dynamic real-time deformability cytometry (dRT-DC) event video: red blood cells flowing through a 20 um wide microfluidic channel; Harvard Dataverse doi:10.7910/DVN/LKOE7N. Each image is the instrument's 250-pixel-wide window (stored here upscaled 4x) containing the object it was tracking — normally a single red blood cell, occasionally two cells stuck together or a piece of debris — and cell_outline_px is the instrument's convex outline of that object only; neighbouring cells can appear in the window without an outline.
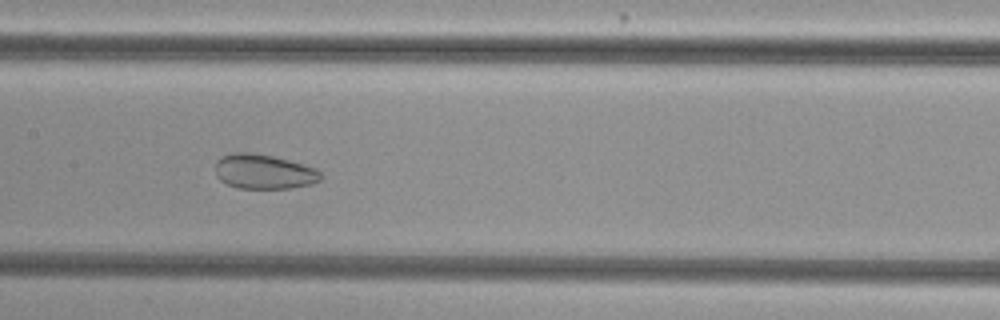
{"species": "common noctule bat (a hibernating species)", "species_latin": "Nyctalus noctula", "temperature_condition": "cold", "stored_images_in_passage": 52, "camera_frame_rate_fps": 3000, "um_per_image_px": 0.085, "animal": {"sex": "female", "body_mass_g": 29.2, "forearm_length_mm": 56.3}, "frame": {"image": 1, "passage_image": 25, "time_ms": 8.0, "image_size_px": [1000, 320], "cell_outline_px": [[324, 176], [320, 180], [312, 184], [292, 188], [236, 188], [220, 180], [216, 176], [216, 160], [224, 156], [236, 152], [248, 152], [272, 156], [288, 160], [316, 168]], "centroid_in_image_um": [22.45, 14.6], "position_along_channel_um": 185.0, "area_um2": 21.27}}
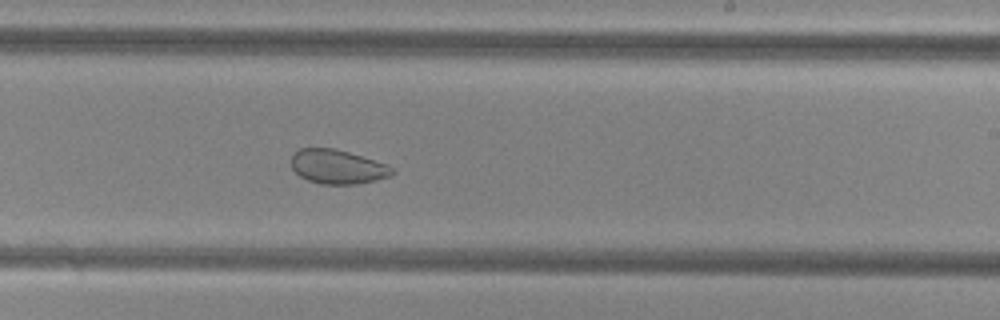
{"frame": {"image": 2, "passage_image": 31, "time_ms": 10.0, "image_size_px": [1000, 320], "cell_outline_px": [[396, 172], [388, 176], [376, 180], [356, 184], [320, 184], [308, 180], [300, 176], [292, 168], [292, 156], [300, 148], [332, 148], [348, 152], [388, 164]], "centroid_in_image_um": [28.7, 14.18], "position_along_channel_um": 260.3, "area_um2": 19.94}}
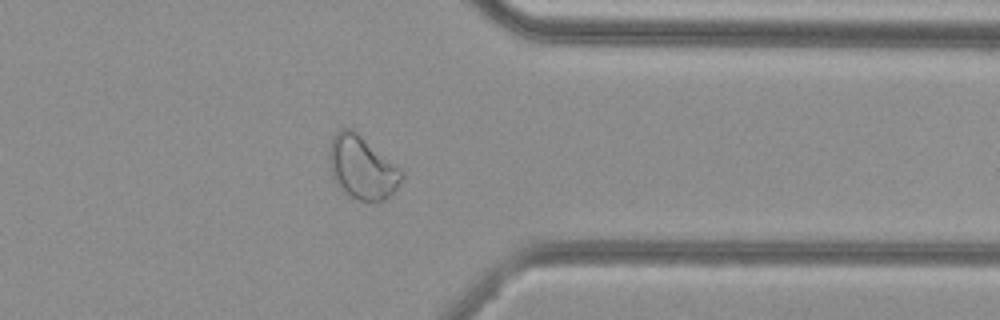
{"frame": {"image": 3, "passage_image": 41, "time_ms": 13.333, "image_size_px": [1000, 320], "cell_outline_px": [[404, 180], [384, 200], [352, 200], [332, 180], [328, 168], [328, 152], [332, 136], [340, 128], [352, 128], [400, 168], [404, 172]], "centroid_in_image_um": [30.72, 14.23], "position_along_channel_um": 380.7, "area_um2": 27.05}, "authors_computed_cell_mechanics": {"area_um2": 28.7555, "velocity_mm_per_s": 3.7871, "shape_relaxation_time_tau1_ms": null, "shape_relaxation_time_tau2_ms": 2.2183, "deformation_change_tau1": null, "deformation_change_tau2": 0.0657}}